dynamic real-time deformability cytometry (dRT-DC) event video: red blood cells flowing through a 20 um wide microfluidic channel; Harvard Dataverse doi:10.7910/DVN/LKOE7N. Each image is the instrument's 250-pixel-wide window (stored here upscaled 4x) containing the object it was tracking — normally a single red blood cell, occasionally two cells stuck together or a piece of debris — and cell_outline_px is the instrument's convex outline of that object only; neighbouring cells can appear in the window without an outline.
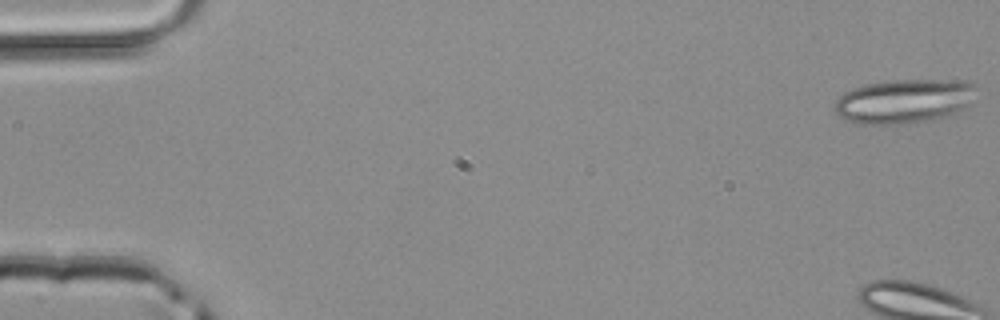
{"species": "common noctule bat (a hibernating species)", "species_latin": "Nyctalus noctula", "temperature_condition": "room temperature", "stored_images_in_passage": 13, "camera_frame_rate_fps": 3000, "um_per_image_px": 0.085, "animal": {"sex": "male", "body_mass_g": 20.4}, "frame": {"image": 1, "passage_image": 1, "time_ms": 0.0, "image_size_px": [1000, 320], "cell_outline_px": [[972, 84], [968, 104], [956, 112], [948, 116], [936, 120], [904, 124], [856, 124], [836, 116], [832, 104], [844, 92], [852, 88], [864, 84], [892, 80], [964, 80]], "centroid_in_image_um": [76.71, 8.62], "position_along_channel_um": 8.3, "area_um2": 36.53}}